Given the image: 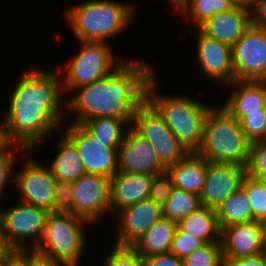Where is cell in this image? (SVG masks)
Here are the masks:
<instances>
[{
    "mask_svg": "<svg viewBox=\"0 0 266 266\" xmlns=\"http://www.w3.org/2000/svg\"><path fill=\"white\" fill-rule=\"evenodd\" d=\"M3 133H2V125L0 124V146L4 143Z\"/></svg>",
    "mask_w": 266,
    "mask_h": 266,
    "instance_id": "cell-49",
    "label": "cell"
},
{
    "mask_svg": "<svg viewBox=\"0 0 266 266\" xmlns=\"http://www.w3.org/2000/svg\"><path fill=\"white\" fill-rule=\"evenodd\" d=\"M251 142L240 122L222 106H212L203 126L202 142L195 152L206 161L247 167Z\"/></svg>",
    "mask_w": 266,
    "mask_h": 266,
    "instance_id": "cell-5",
    "label": "cell"
},
{
    "mask_svg": "<svg viewBox=\"0 0 266 266\" xmlns=\"http://www.w3.org/2000/svg\"><path fill=\"white\" fill-rule=\"evenodd\" d=\"M246 167L234 163L207 161V174L200 197L201 206L217 210L234 192L241 188Z\"/></svg>",
    "mask_w": 266,
    "mask_h": 266,
    "instance_id": "cell-14",
    "label": "cell"
},
{
    "mask_svg": "<svg viewBox=\"0 0 266 266\" xmlns=\"http://www.w3.org/2000/svg\"><path fill=\"white\" fill-rule=\"evenodd\" d=\"M205 244L206 243L202 239L183 232L177 226L169 253L183 259Z\"/></svg>",
    "mask_w": 266,
    "mask_h": 266,
    "instance_id": "cell-34",
    "label": "cell"
},
{
    "mask_svg": "<svg viewBox=\"0 0 266 266\" xmlns=\"http://www.w3.org/2000/svg\"><path fill=\"white\" fill-rule=\"evenodd\" d=\"M27 266H68L63 262L53 260L32 250H27Z\"/></svg>",
    "mask_w": 266,
    "mask_h": 266,
    "instance_id": "cell-41",
    "label": "cell"
},
{
    "mask_svg": "<svg viewBox=\"0 0 266 266\" xmlns=\"http://www.w3.org/2000/svg\"><path fill=\"white\" fill-rule=\"evenodd\" d=\"M246 172L251 177L266 181V139L251 143Z\"/></svg>",
    "mask_w": 266,
    "mask_h": 266,
    "instance_id": "cell-33",
    "label": "cell"
},
{
    "mask_svg": "<svg viewBox=\"0 0 266 266\" xmlns=\"http://www.w3.org/2000/svg\"><path fill=\"white\" fill-rule=\"evenodd\" d=\"M237 5H242L245 7L252 8L254 0H232Z\"/></svg>",
    "mask_w": 266,
    "mask_h": 266,
    "instance_id": "cell-46",
    "label": "cell"
},
{
    "mask_svg": "<svg viewBox=\"0 0 266 266\" xmlns=\"http://www.w3.org/2000/svg\"><path fill=\"white\" fill-rule=\"evenodd\" d=\"M177 10H180L188 0H169Z\"/></svg>",
    "mask_w": 266,
    "mask_h": 266,
    "instance_id": "cell-47",
    "label": "cell"
},
{
    "mask_svg": "<svg viewBox=\"0 0 266 266\" xmlns=\"http://www.w3.org/2000/svg\"><path fill=\"white\" fill-rule=\"evenodd\" d=\"M252 23L266 30V0H254L252 6Z\"/></svg>",
    "mask_w": 266,
    "mask_h": 266,
    "instance_id": "cell-40",
    "label": "cell"
},
{
    "mask_svg": "<svg viewBox=\"0 0 266 266\" xmlns=\"http://www.w3.org/2000/svg\"><path fill=\"white\" fill-rule=\"evenodd\" d=\"M261 227V235H262V242L263 248L266 249V217L259 221Z\"/></svg>",
    "mask_w": 266,
    "mask_h": 266,
    "instance_id": "cell-45",
    "label": "cell"
},
{
    "mask_svg": "<svg viewBox=\"0 0 266 266\" xmlns=\"http://www.w3.org/2000/svg\"><path fill=\"white\" fill-rule=\"evenodd\" d=\"M144 266H184L183 260L171 253L143 257Z\"/></svg>",
    "mask_w": 266,
    "mask_h": 266,
    "instance_id": "cell-39",
    "label": "cell"
},
{
    "mask_svg": "<svg viewBox=\"0 0 266 266\" xmlns=\"http://www.w3.org/2000/svg\"><path fill=\"white\" fill-rule=\"evenodd\" d=\"M153 70L145 61L124 58L106 77L75 88V95L65 104L76 113L72 122L80 125L97 117L119 118L131 127L135 111L146 101L147 85L155 75Z\"/></svg>",
    "mask_w": 266,
    "mask_h": 266,
    "instance_id": "cell-2",
    "label": "cell"
},
{
    "mask_svg": "<svg viewBox=\"0 0 266 266\" xmlns=\"http://www.w3.org/2000/svg\"><path fill=\"white\" fill-rule=\"evenodd\" d=\"M182 260L184 266H223L221 243H206Z\"/></svg>",
    "mask_w": 266,
    "mask_h": 266,
    "instance_id": "cell-32",
    "label": "cell"
},
{
    "mask_svg": "<svg viewBox=\"0 0 266 266\" xmlns=\"http://www.w3.org/2000/svg\"><path fill=\"white\" fill-rule=\"evenodd\" d=\"M236 5L232 0H188L179 11L186 18H190L195 28H198L208 18L217 13L229 11Z\"/></svg>",
    "mask_w": 266,
    "mask_h": 266,
    "instance_id": "cell-29",
    "label": "cell"
},
{
    "mask_svg": "<svg viewBox=\"0 0 266 266\" xmlns=\"http://www.w3.org/2000/svg\"><path fill=\"white\" fill-rule=\"evenodd\" d=\"M174 188V182L167 170L156 174L151 183L148 199L152 200L155 204L163 206Z\"/></svg>",
    "mask_w": 266,
    "mask_h": 266,
    "instance_id": "cell-36",
    "label": "cell"
},
{
    "mask_svg": "<svg viewBox=\"0 0 266 266\" xmlns=\"http://www.w3.org/2000/svg\"><path fill=\"white\" fill-rule=\"evenodd\" d=\"M57 69H30L20 76L2 119L5 142L33 150L63 126V85Z\"/></svg>",
    "mask_w": 266,
    "mask_h": 266,
    "instance_id": "cell-1",
    "label": "cell"
},
{
    "mask_svg": "<svg viewBox=\"0 0 266 266\" xmlns=\"http://www.w3.org/2000/svg\"><path fill=\"white\" fill-rule=\"evenodd\" d=\"M263 266H266V249L262 251Z\"/></svg>",
    "mask_w": 266,
    "mask_h": 266,
    "instance_id": "cell-48",
    "label": "cell"
},
{
    "mask_svg": "<svg viewBox=\"0 0 266 266\" xmlns=\"http://www.w3.org/2000/svg\"><path fill=\"white\" fill-rule=\"evenodd\" d=\"M0 266H27V250H15Z\"/></svg>",
    "mask_w": 266,
    "mask_h": 266,
    "instance_id": "cell-43",
    "label": "cell"
},
{
    "mask_svg": "<svg viewBox=\"0 0 266 266\" xmlns=\"http://www.w3.org/2000/svg\"><path fill=\"white\" fill-rule=\"evenodd\" d=\"M131 128L150 143L166 169L189 153L147 101L135 111Z\"/></svg>",
    "mask_w": 266,
    "mask_h": 266,
    "instance_id": "cell-8",
    "label": "cell"
},
{
    "mask_svg": "<svg viewBox=\"0 0 266 266\" xmlns=\"http://www.w3.org/2000/svg\"><path fill=\"white\" fill-rule=\"evenodd\" d=\"M154 175L116 172L110 178V215L149 196Z\"/></svg>",
    "mask_w": 266,
    "mask_h": 266,
    "instance_id": "cell-21",
    "label": "cell"
},
{
    "mask_svg": "<svg viewBox=\"0 0 266 266\" xmlns=\"http://www.w3.org/2000/svg\"><path fill=\"white\" fill-rule=\"evenodd\" d=\"M156 78L155 74L147 85L146 101L163 118L184 148L188 152H196L202 142L205 117L212 105L180 94L162 95L155 91L158 85Z\"/></svg>",
    "mask_w": 266,
    "mask_h": 266,
    "instance_id": "cell-4",
    "label": "cell"
},
{
    "mask_svg": "<svg viewBox=\"0 0 266 266\" xmlns=\"http://www.w3.org/2000/svg\"><path fill=\"white\" fill-rule=\"evenodd\" d=\"M53 213L73 214V184L57 180L54 187Z\"/></svg>",
    "mask_w": 266,
    "mask_h": 266,
    "instance_id": "cell-37",
    "label": "cell"
},
{
    "mask_svg": "<svg viewBox=\"0 0 266 266\" xmlns=\"http://www.w3.org/2000/svg\"><path fill=\"white\" fill-rule=\"evenodd\" d=\"M177 226L192 236L202 239L205 243H221V230L217 222L216 211L201 206L195 212L183 217Z\"/></svg>",
    "mask_w": 266,
    "mask_h": 266,
    "instance_id": "cell-25",
    "label": "cell"
},
{
    "mask_svg": "<svg viewBox=\"0 0 266 266\" xmlns=\"http://www.w3.org/2000/svg\"><path fill=\"white\" fill-rule=\"evenodd\" d=\"M102 266H144L141 257L131 246H113Z\"/></svg>",
    "mask_w": 266,
    "mask_h": 266,
    "instance_id": "cell-35",
    "label": "cell"
},
{
    "mask_svg": "<svg viewBox=\"0 0 266 266\" xmlns=\"http://www.w3.org/2000/svg\"><path fill=\"white\" fill-rule=\"evenodd\" d=\"M176 229L177 222L162 217L131 247L141 257L167 254Z\"/></svg>",
    "mask_w": 266,
    "mask_h": 266,
    "instance_id": "cell-24",
    "label": "cell"
},
{
    "mask_svg": "<svg viewBox=\"0 0 266 266\" xmlns=\"http://www.w3.org/2000/svg\"><path fill=\"white\" fill-rule=\"evenodd\" d=\"M15 250L8 244L2 226L0 223V265L14 252Z\"/></svg>",
    "mask_w": 266,
    "mask_h": 266,
    "instance_id": "cell-44",
    "label": "cell"
},
{
    "mask_svg": "<svg viewBox=\"0 0 266 266\" xmlns=\"http://www.w3.org/2000/svg\"><path fill=\"white\" fill-rule=\"evenodd\" d=\"M34 160L26 159L22 169L14 174V187L20 192V202L53 212L57 179L48 166Z\"/></svg>",
    "mask_w": 266,
    "mask_h": 266,
    "instance_id": "cell-12",
    "label": "cell"
},
{
    "mask_svg": "<svg viewBox=\"0 0 266 266\" xmlns=\"http://www.w3.org/2000/svg\"><path fill=\"white\" fill-rule=\"evenodd\" d=\"M10 148V149H9ZM21 149L22 153L25 151V156L26 154L32 153L35 150H26L23 147L9 143V142H4L0 146V199L3 197L5 193L6 186L8 182L10 181L12 185H14V173L13 172V167L16 165V158L14 157L15 152L19 153V150ZM13 150H15L13 152ZM13 175V176H11ZM12 178V179H11Z\"/></svg>",
    "mask_w": 266,
    "mask_h": 266,
    "instance_id": "cell-31",
    "label": "cell"
},
{
    "mask_svg": "<svg viewBox=\"0 0 266 266\" xmlns=\"http://www.w3.org/2000/svg\"><path fill=\"white\" fill-rule=\"evenodd\" d=\"M220 242L223 260L257 255L264 249L260 223L255 220L222 228Z\"/></svg>",
    "mask_w": 266,
    "mask_h": 266,
    "instance_id": "cell-18",
    "label": "cell"
},
{
    "mask_svg": "<svg viewBox=\"0 0 266 266\" xmlns=\"http://www.w3.org/2000/svg\"><path fill=\"white\" fill-rule=\"evenodd\" d=\"M95 140L101 142H123L129 125L119 118L97 117L80 124Z\"/></svg>",
    "mask_w": 266,
    "mask_h": 266,
    "instance_id": "cell-27",
    "label": "cell"
},
{
    "mask_svg": "<svg viewBox=\"0 0 266 266\" xmlns=\"http://www.w3.org/2000/svg\"><path fill=\"white\" fill-rule=\"evenodd\" d=\"M196 55L201 72L212 81L218 80L222 85L229 84L235 80L232 64L231 47L216 39H212L196 28Z\"/></svg>",
    "mask_w": 266,
    "mask_h": 266,
    "instance_id": "cell-17",
    "label": "cell"
},
{
    "mask_svg": "<svg viewBox=\"0 0 266 266\" xmlns=\"http://www.w3.org/2000/svg\"><path fill=\"white\" fill-rule=\"evenodd\" d=\"M240 124L246 138L251 143L266 139V113L247 115L240 121Z\"/></svg>",
    "mask_w": 266,
    "mask_h": 266,
    "instance_id": "cell-38",
    "label": "cell"
},
{
    "mask_svg": "<svg viewBox=\"0 0 266 266\" xmlns=\"http://www.w3.org/2000/svg\"><path fill=\"white\" fill-rule=\"evenodd\" d=\"M252 24V8L236 5L233 9L208 18L198 29L206 36L232 47Z\"/></svg>",
    "mask_w": 266,
    "mask_h": 266,
    "instance_id": "cell-19",
    "label": "cell"
},
{
    "mask_svg": "<svg viewBox=\"0 0 266 266\" xmlns=\"http://www.w3.org/2000/svg\"><path fill=\"white\" fill-rule=\"evenodd\" d=\"M232 92L221 105L239 122L247 115L266 113V81L234 80Z\"/></svg>",
    "mask_w": 266,
    "mask_h": 266,
    "instance_id": "cell-20",
    "label": "cell"
},
{
    "mask_svg": "<svg viewBox=\"0 0 266 266\" xmlns=\"http://www.w3.org/2000/svg\"><path fill=\"white\" fill-rule=\"evenodd\" d=\"M134 8L123 1L89 0L71 6L65 20L78 41L108 42L133 21Z\"/></svg>",
    "mask_w": 266,
    "mask_h": 266,
    "instance_id": "cell-3",
    "label": "cell"
},
{
    "mask_svg": "<svg viewBox=\"0 0 266 266\" xmlns=\"http://www.w3.org/2000/svg\"><path fill=\"white\" fill-rule=\"evenodd\" d=\"M220 230L234 224L253 221L250 202L242 188L231 194L216 210Z\"/></svg>",
    "mask_w": 266,
    "mask_h": 266,
    "instance_id": "cell-26",
    "label": "cell"
},
{
    "mask_svg": "<svg viewBox=\"0 0 266 266\" xmlns=\"http://www.w3.org/2000/svg\"><path fill=\"white\" fill-rule=\"evenodd\" d=\"M118 171L156 175L166 171V168L150 143L128 127L118 148Z\"/></svg>",
    "mask_w": 266,
    "mask_h": 266,
    "instance_id": "cell-16",
    "label": "cell"
},
{
    "mask_svg": "<svg viewBox=\"0 0 266 266\" xmlns=\"http://www.w3.org/2000/svg\"><path fill=\"white\" fill-rule=\"evenodd\" d=\"M241 188L245 191L252 209L253 221H260L266 217V181L246 174Z\"/></svg>",
    "mask_w": 266,
    "mask_h": 266,
    "instance_id": "cell-30",
    "label": "cell"
},
{
    "mask_svg": "<svg viewBox=\"0 0 266 266\" xmlns=\"http://www.w3.org/2000/svg\"><path fill=\"white\" fill-rule=\"evenodd\" d=\"M174 187L200 195L207 174V161L195 152H189L182 160L169 166Z\"/></svg>",
    "mask_w": 266,
    "mask_h": 266,
    "instance_id": "cell-22",
    "label": "cell"
},
{
    "mask_svg": "<svg viewBox=\"0 0 266 266\" xmlns=\"http://www.w3.org/2000/svg\"><path fill=\"white\" fill-rule=\"evenodd\" d=\"M64 132L77 147L86 174L102 175L110 179L118 172V148L122 142L95 140L81 125L74 123Z\"/></svg>",
    "mask_w": 266,
    "mask_h": 266,
    "instance_id": "cell-11",
    "label": "cell"
},
{
    "mask_svg": "<svg viewBox=\"0 0 266 266\" xmlns=\"http://www.w3.org/2000/svg\"><path fill=\"white\" fill-rule=\"evenodd\" d=\"M72 184L73 214L90 223H95L101 217L107 216V213L110 214V179L108 177L85 174Z\"/></svg>",
    "mask_w": 266,
    "mask_h": 266,
    "instance_id": "cell-13",
    "label": "cell"
},
{
    "mask_svg": "<svg viewBox=\"0 0 266 266\" xmlns=\"http://www.w3.org/2000/svg\"><path fill=\"white\" fill-rule=\"evenodd\" d=\"M85 224L92 223L75 214L51 212L38 244L31 250L68 266H80L87 246Z\"/></svg>",
    "mask_w": 266,
    "mask_h": 266,
    "instance_id": "cell-6",
    "label": "cell"
},
{
    "mask_svg": "<svg viewBox=\"0 0 266 266\" xmlns=\"http://www.w3.org/2000/svg\"><path fill=\"white\" fill-rule=\"evenodd\" d=\"M114 215H117L119 227L113 245L132 246L162 218V210L160 205L147 198L116 211Z\"/></svg>",
    "mask_w": 266,
    "mask_h": 266,
    "instance_id": "cell-15",
    "label": "cell"
},
{
    "mask_svg": "<svg viewBox=\"0 0 266 266\" xmlns=\"http://www.w3.org/2000/svg\"><path fill=\"white\" fill-rule=\"evenodd\" d=\"M9 207L0 211V223L8 244L18 251L33 249L42 236L51 212L22 202ZM28 240L32 241L28 245L30 248L26 246Z\"/></svg>",
    "mask_w": 266,
    "mask_h": 266,
    "instance_id": "cell-9",
    "label": "cell"
},
{
    "mask_svg": "<svg viewBox=\"0 0 266 266\" xmlns=\"http://www.w3.org/2000/svg\"><path fill=\"white\" fill-rule=\"evenodd\" d=\"M80 50L68 63L65 79L62 81L64 93L91 84L112 73L124 61L117 60L108 42L77 41ZM68 90V91H67ZM66 91V92H65Z\"/></svg>",
    "mask_w": 266,
    "mask_h": 266,
    "instance_id": "cell-7",
    "label": "cell"
},
{
    "mask_svg": "<svg viewBox=\"0 0 266 266\" xmlns=\"http://www.w3.org/2000/svg\"><path fill=\"white\" fill-rule=\"evenodd\" d=\"M235 80L266 81V30L253 23L231 47Z\"/></svg>",
    "mask_w": 266,
    "mask_h": 266,
    "instance_id": "cell-10",
    "label": "cell"
},
{
    "mask_svg": "<svg viewBox=\"0 0 266 266\" xmlns=\"http://www.w3.org/2000/svg\"><path fill=\"white\" fill-rule=\"evenodd\" d=\"M223 266H263L262 254L223 260Z\"/></svg>",
    "mask_w": 266,
    "mask_h": 266,
    "instance_id": "cell-42",
    "label": "cell"
},
{
    "mask_svg": "<svg viewBox=\"0 0 266 266\" xmlns=\"http://www.w3.org/2000/svg\"><path fill=\"white\" fill-rule=\"evenodd\" d=\"M58 143V152L48 167L57 180L75 182L86 174L83 160L75 144L65 134L63 135V131Z\"/></svg>",
    "mask_w": 266,
    "mask_h": 266,
    "instance_id": "cell-23",
    "label": "cell"
},
{
    "mask_svg": "<svg viewBox=\"0 0 266 266\" xmlns=\"http://www.w3.org/2000/svg\"><path fill=\"white\" fill-rule=\"evenodd\" d=\"M200 207L199 195L174 188L166 203L161 206L162 217L178 223Z\"/></svg>",
    "mask_w": 266,
    "mask_h": 266,
    "instance_id": "cell-28",
    "label": "cell"
}]
</instances>
